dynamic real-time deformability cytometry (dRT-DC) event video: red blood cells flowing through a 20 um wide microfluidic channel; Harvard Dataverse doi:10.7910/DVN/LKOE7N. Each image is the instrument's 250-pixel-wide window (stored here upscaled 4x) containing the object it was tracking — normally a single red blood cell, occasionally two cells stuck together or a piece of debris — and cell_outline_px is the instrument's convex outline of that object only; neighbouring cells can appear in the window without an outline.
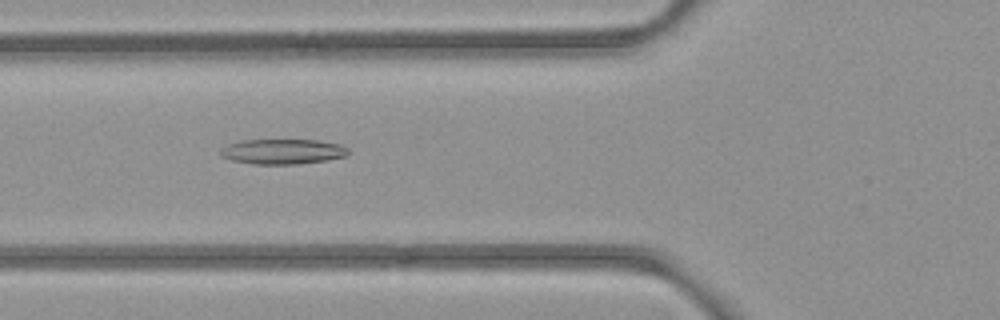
{"species": "common noctule bat (a hibernating species)", "species_latin": "Nyctalus noctula", "temperature_condition": "room temperature", "stored_images_in_passage": 31, "camera_frame_rate_fps": 3000, "um_per_image_px": 0.085, "animal": {"sex": "female", "body_mass_g": 21.9}, "frame": {"image": 1, "passage_image": 5, "time_ms": 1.333, "image_size_px": [1000, 320], "cell_outline_px": [[348, 152], [344, 156], [328, 160], [300, 164], [252, 164], [232, 160], [220, 156], [220, 148], [228, 144], [244, 140], [316, 140], [340, 144], [348, 148]], "centroid_in_image_um": [24.0, 12.88], "position_along_channel_um": 101.8, "area_um2": 18.73}}
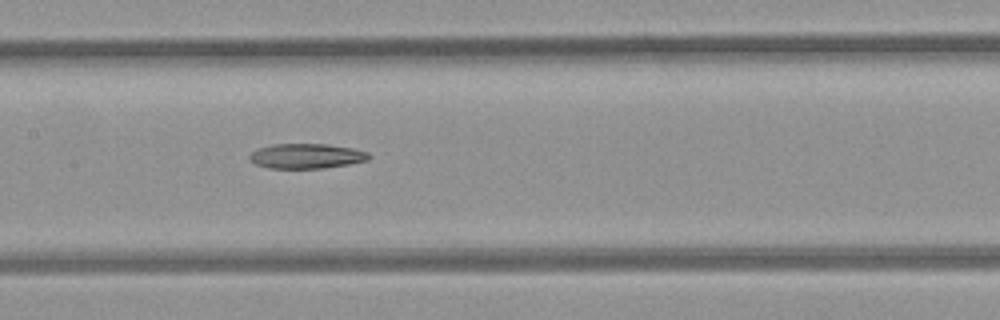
{"frame": {"image": 2, "passage_image": 11, "time_ms": 3.333, "image_size_px": [1000, 320], "cell_outline_px": [[372, 156], [368, 160], [348, 164], [324, 168], [268, 168], [256, 164], [248, 160], [248, 156], [252, 152], [260, 148], [272, 144], [328, 144], [352, 148], [368, 152]], "centroid_in_image_um": [26.05, 13.26], "position_along_channel_um": 181.4, "area_um2": 17.34}}
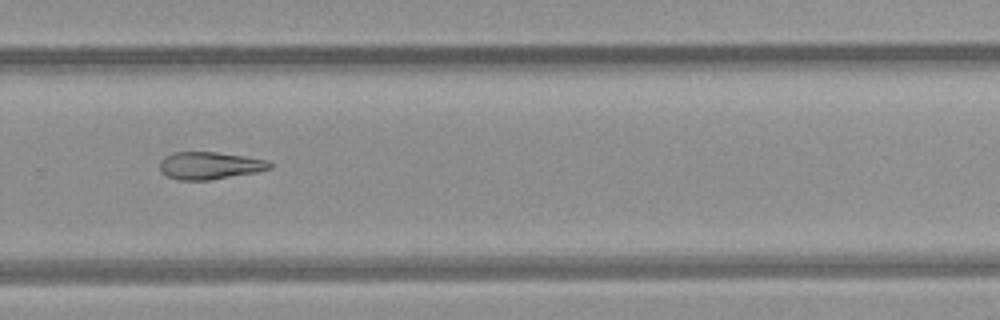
{"frame": {"image": 3, "passage_image": 21, "time_ms": 6.667, "image_size_px": [1000, 320], "cell_outline_px": [[272, 168], [256, 172], [208, 180], [180, 180], [168, 176], [160, 172], [160, 160], [164, 156], [172, 152], [216, 152], [244, 156], [268, 160], [272, 164]], "centroid_in_image_um": [17.81, 14.06], "position_along_channel_um": 312.0, "area_um2": 17.57}}